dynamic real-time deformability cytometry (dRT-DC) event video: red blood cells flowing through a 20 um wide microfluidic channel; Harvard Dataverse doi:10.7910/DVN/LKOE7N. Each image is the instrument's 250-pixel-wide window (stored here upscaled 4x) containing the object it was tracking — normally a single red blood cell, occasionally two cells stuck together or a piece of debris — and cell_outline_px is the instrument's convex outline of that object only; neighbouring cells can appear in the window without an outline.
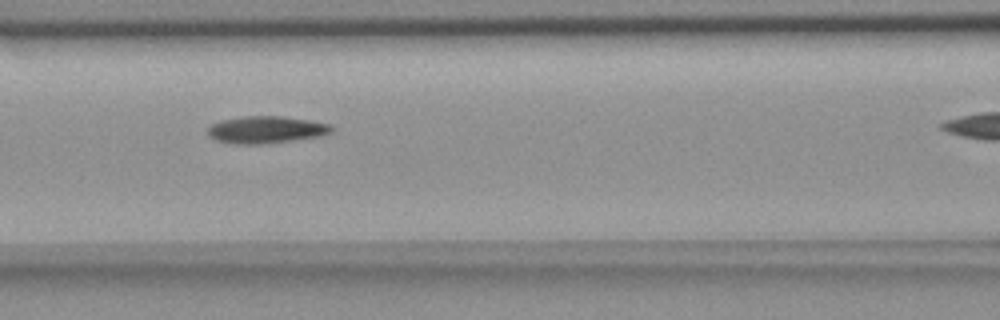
{"species": "common noctule bat (a hibernating species)", "species_latin": "Nyctalus noctula", "temperature_condition": "room temperature", "stored_images_in_passage": 5, "segment_of_instrument_passage": [1, 2], "camera_frame_rate_fps": 3000, "um_per_image_px": 0.085, "animal": {"sex": "female", "body_mass_g": 18.4}, "frame": {"image": 1, "passage_image": 3, "time_ms": 0.667, "image_size_px": [1000, 320], "cell_outline_px": [[336, 128], [332, 132], [320, 136], [264, 144], [236, 144], [216, 140], [208, 136], [208, 128], [212, 124], [220, 120], [244, 116], [280, 116], [308, 120], [332, 124]], "centroid_in_image_um": [22.64, 11.02], "position_along_channel_um": 144.0, "area_um2": 19.65}}
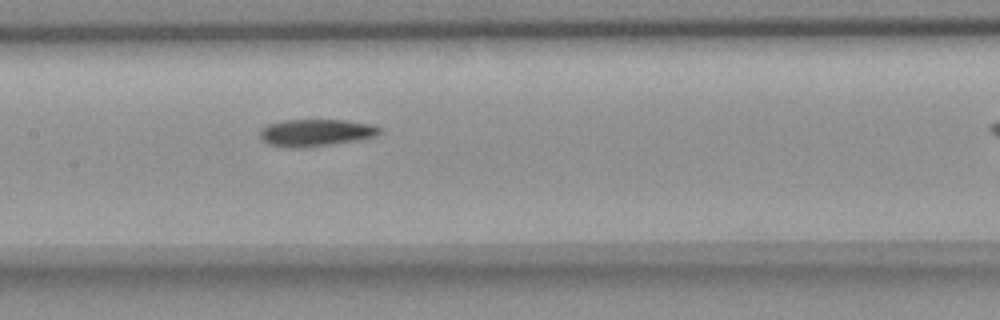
{"frame": {"image": 2, "passage_image": 4, "time_ms": 1.0, "image_size_px": [1000, 320], "cell_outline_px": [[380, 132], [376, 136], [356, 140], [332, 144], [304, 148], [288, 148], [268, 144], [260, 140], [260, 128], [268, 124], [284, 120], [344, 120], [372, 124], [380, 128]], "centroid_in_image_um": [26.79, 11.28], "position_along_channel_um": 180.6, "area_um2": 19.02}}